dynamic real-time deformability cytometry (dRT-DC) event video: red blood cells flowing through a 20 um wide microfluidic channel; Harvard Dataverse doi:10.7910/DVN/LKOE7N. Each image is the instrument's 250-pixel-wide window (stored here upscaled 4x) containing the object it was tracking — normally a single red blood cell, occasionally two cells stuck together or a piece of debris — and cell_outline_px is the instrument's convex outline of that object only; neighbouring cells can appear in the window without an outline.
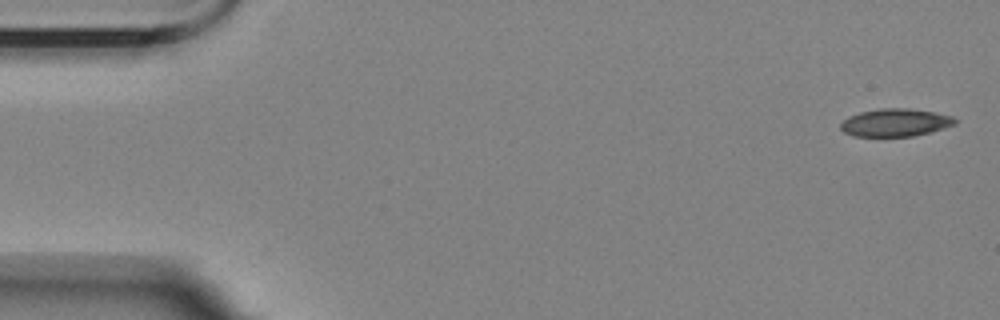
{"species": "Egyptian fruit bat (a non-hibernating species)", "species_latin": "Rousettus aegyptiacus", "temperature_condition": "room temperature", "stored_images_in_passage": 4, "camera_frame_rate_fps": 3000, "um_per_image_px": 0.085, "animal": {"sex": "female"}, "frame": {"image": 1, "passage_image": 1, "time_ms": 0.0, "image_size_px": [1000, 320], "cell_outline_px": [[956, 124], [944, 128], [912, 136], [852, 136], [844, 132], [840, 128], [840, 124], [848, 116], [860, 112], [880, 108], [908, 108], [936, 112], [952, 116], [956, 120]], "centroid_in_image_um": [76.09, 10.41], "position_along_channel_um": 8.9, "area_um2": 18.5}}